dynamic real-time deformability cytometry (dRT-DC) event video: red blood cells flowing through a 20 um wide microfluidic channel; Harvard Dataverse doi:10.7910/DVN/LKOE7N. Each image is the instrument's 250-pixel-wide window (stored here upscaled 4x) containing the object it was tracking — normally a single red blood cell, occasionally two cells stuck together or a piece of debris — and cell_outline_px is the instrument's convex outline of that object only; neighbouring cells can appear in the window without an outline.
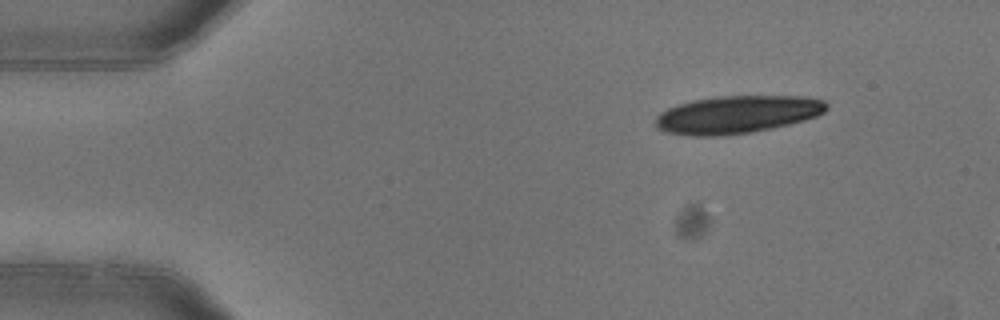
{"species": "common noctule bat (a hibernating species)", "species_latin": "Nyctalus noctula", "temperature_condition": "warm", "stored_images_in_passage": 3, "camera_frame_rate_fps": 3000, "um_per_image_px": 0.085, "animal": {"sex": "female"}, "frame": {"image": 1, "passage_image": 1, "time_ms": 0.0, "image_size_px": [1000, 320], "cell_outline_px": [[828, 108], [824, 112], [816, 116], [804, 120], [772, 128], [752, 132], [724, 136], [688, 136], [668, 132], [656, 128], [656, 116], [660, 112], [676, 104], [692, 100], [716, 96], [804, 96], [824, 100], [828, 104]], "centroid_in_image_um": [62.64, 9.73], "position_along_channel_um": 22.4, "area_um2": 37.86}}